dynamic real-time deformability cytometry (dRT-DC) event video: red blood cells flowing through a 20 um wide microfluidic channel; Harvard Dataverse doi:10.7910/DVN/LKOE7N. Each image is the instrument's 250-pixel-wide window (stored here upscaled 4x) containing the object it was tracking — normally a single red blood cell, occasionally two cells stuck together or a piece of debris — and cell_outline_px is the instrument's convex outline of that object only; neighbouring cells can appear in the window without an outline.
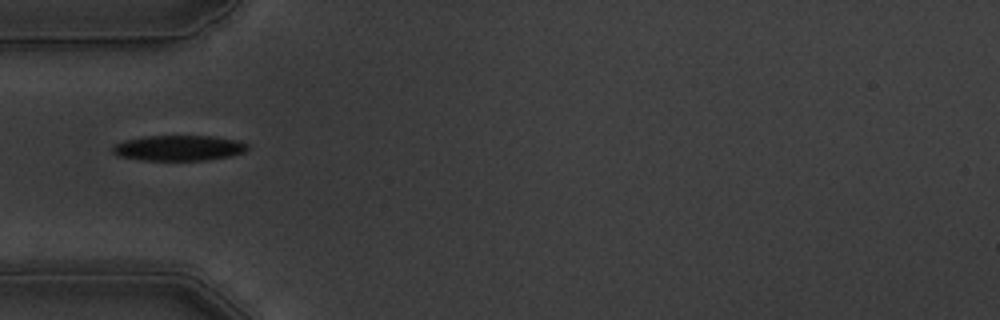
{"species": "common noctule bat (a hibernating species)", "species_latin": "Nyctalus noctula", "temperature_condition": "warm", "stored_images_in_passage": 47, "camera_frame_rate_fps": 3000, "um_per_image_px": 0.085, "animal": {"sex": "male", "body_mass_g": 19.5, "forearm_length_mm": 54.6}, "frame": {"image": 1, "passage_image": 11, "time_ms": 3.333, "image_size_px": [1000, 320], "cell_outline_px": [[248, 148], [244, 152], [232, 156], [204, 160], [144, 160], [120, 156], [112, 152], [112, 148], [116, 144], [124, 140], [144, 136], [216, 136], [240, 140], [248, 144]], "centroid_in_image_um": [15.25, 12.57], "position_along_channel_um": 69.8, "area_um2": 20.06}}
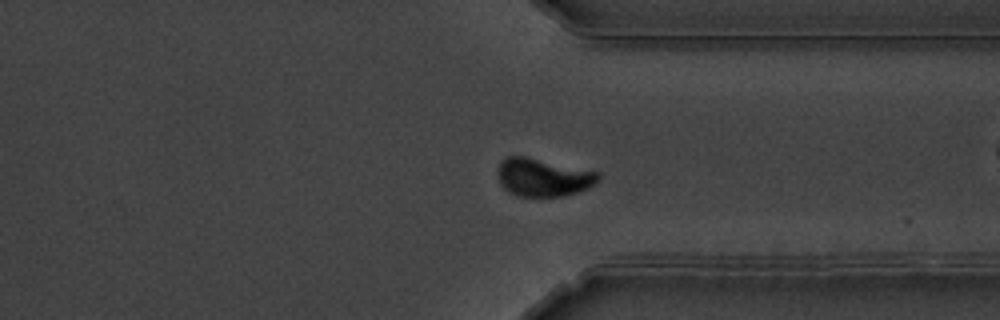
{"frame": {"image": 2, "passage_image": 32, "time_ms": 10.333, "image_size_px": [1000, 320], "cell_outline_px": [[600, 180], [596, 184], [580, 192], [564, 196], [520, 196], [508, 192], [500, 184], [496, 172], [500, 160], [508, 156], [524, 156], [600, 172]], "centroid_in_image_um": [46.17, 15.08], "position_along_channel_um": 365.2, "area_um2": 22.54}}
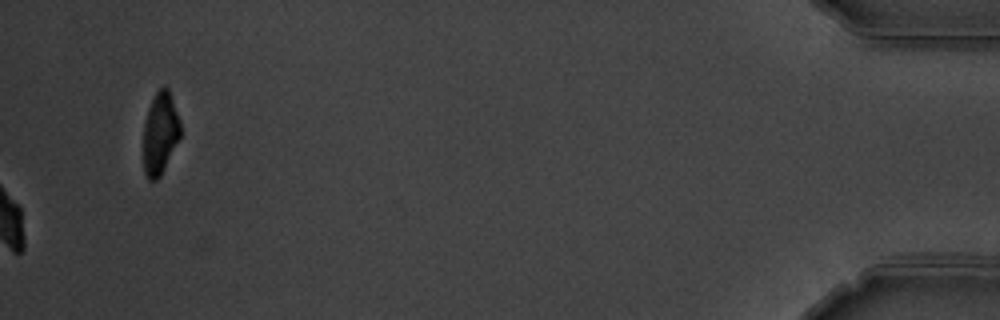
{"frame": {"image": 3, "passage_image": 47, "time_ms": 15.333, "image_size_px": [1000, 320], "cell_outline_px": [[180, 136], [160, 176], [156, 180], [148, 180], [144, 172], [144, 124], [148, 108], [156, 92], [164, 84], [168, 88], [180, 120]], "centroid_in_image_um": [13.61, 11.31], "position_along_channel_um": 421.6, "area_um2": 17.46}, "authors_computed_cell_mechanics": {"area_um2": 21.6172, "velocity_mm_per_s": 3.5767, "shape_relaxation_time_tau1_ms": 1.5188, "shape_relaxation_time_tau2_ms": 2.302, "deformation_change_tau1": 0.1176, "deformation_change_tau2": 0.0578}}